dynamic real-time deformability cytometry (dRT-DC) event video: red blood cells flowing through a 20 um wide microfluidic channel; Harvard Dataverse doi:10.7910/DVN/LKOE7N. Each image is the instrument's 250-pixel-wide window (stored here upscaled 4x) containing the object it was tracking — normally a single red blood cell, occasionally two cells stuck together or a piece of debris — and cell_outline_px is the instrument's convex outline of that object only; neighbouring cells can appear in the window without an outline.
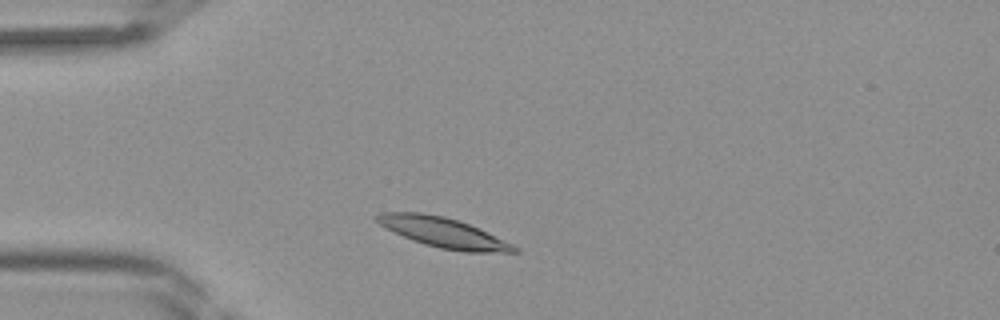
{"species": "Egyptian fruit bat (a non-hibernating species)", "species_latin": "Rousettus aegyptiacus", "temperature_condition": "room temperature", "stored_images_in_passage": 26, "camera_frame_rate_fps": 3000, "um_per_image_px": 0.085, "frame": {"image": 1, "passage_image": 3, "time_ms": 0.667, "image_size_px": [1000, 320], "cell_outline_px": [[520, 252], [464, 252], [440, 248], [424, 244], [412, 240], [380, 224], [372, 216], [380, 212], [420, 212], [444, 216], [468, 224], [512, 244], [520, 248]], "centroid_in_image_um": [37.66, 19.76], "position_along_channel_um": 47.3, "area_um2": 23.58}}
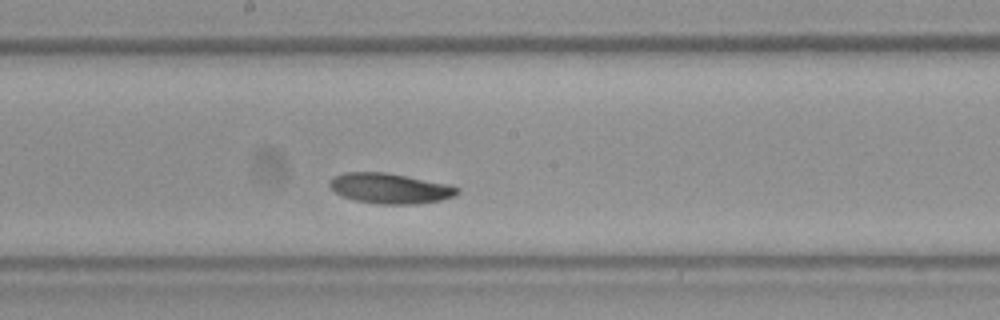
{"frame": {"image": 2, "passage_image": 15, "time_ms": 4.667, "image_size_px": [1000, 320], "cell_outline_px": [[460, 192], [456, 196], [440, 200], [416, 204], [380, 204], [356, 200], [344, 196], [336, 192], [328, 184], [328, 180], [332, 176], [344, 172], [384, 172], [448, 184], [460, 188]], "centroid_in_image_um": [33.15, 16.0], "position_along_channel_um": 215.0, "area_um2": 22.48}}
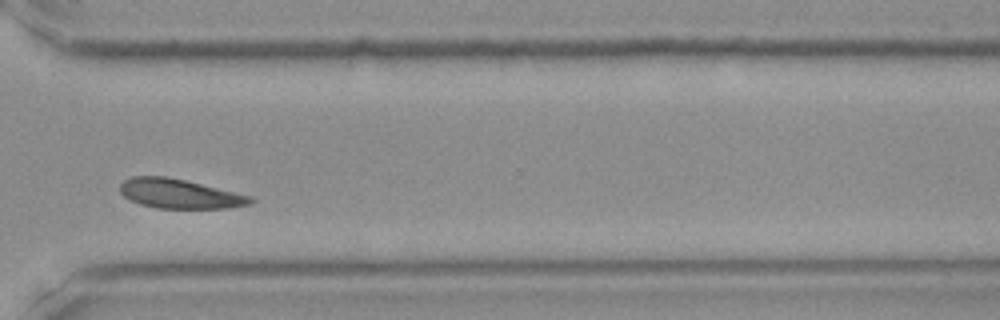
{"frame": {"image": 3, "passage_image": 24, "time_ms": 7.667, "image_size_px": [1000, 320], "cell_outline_px": [[256, 200], [252, 204], [228, 208], [156, 208], [140, 204], [124, 196], [120, 192], [120, 184], [124, 180], [132, 176], [164, 176], [184, 180], [248, 196]], "centroid_in_image_um": [15.22, 16.47], "position_along_channel_um": 355.4, "area_um2": 21.96}}